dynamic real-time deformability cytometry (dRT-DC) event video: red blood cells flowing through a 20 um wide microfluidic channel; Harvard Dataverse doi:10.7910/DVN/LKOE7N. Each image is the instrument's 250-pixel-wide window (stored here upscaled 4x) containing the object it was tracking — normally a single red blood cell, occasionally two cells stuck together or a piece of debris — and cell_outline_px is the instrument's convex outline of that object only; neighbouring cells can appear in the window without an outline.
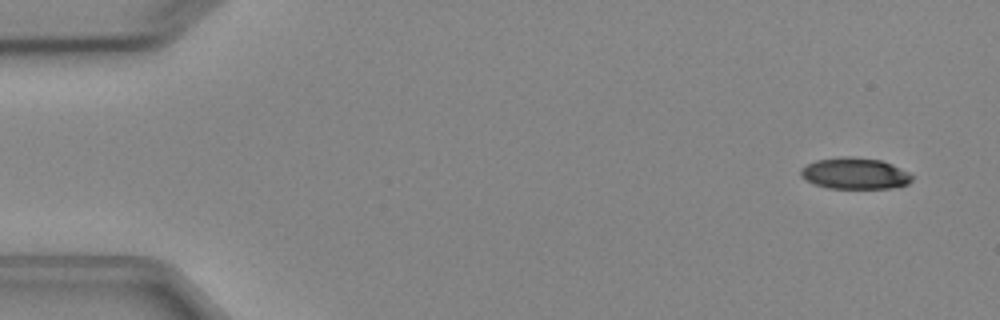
{"species": "Egyptian fruit bat (a non-hibernating species)", "species_latin": "Rousettus aegyptiacus", "temperature_condition": "cold", "stored_images_in_passage": 5, "camera_frame_rate_fps": 3000, "um_per_image_px": 0.085, "animal": {"sex": "female"}, "frame": {"image": 1, "passage_image": 1, "time_ms": 0.0, "image_size_px": [1000, 320], "cell_outline_px": [[912, 180], [908, 184], [892, 188], [828, 188], [812, 184], [804, 180], [800, 176], [800, 168], [816, 160], [840, 156], [852, 156], [880, 160], [892, 164], [908, 172], [912, 176]], "centroid_in_image_um": [72.62, 14.74], "position_along_channel_um": 12.4, "area_um2": 20.52}}
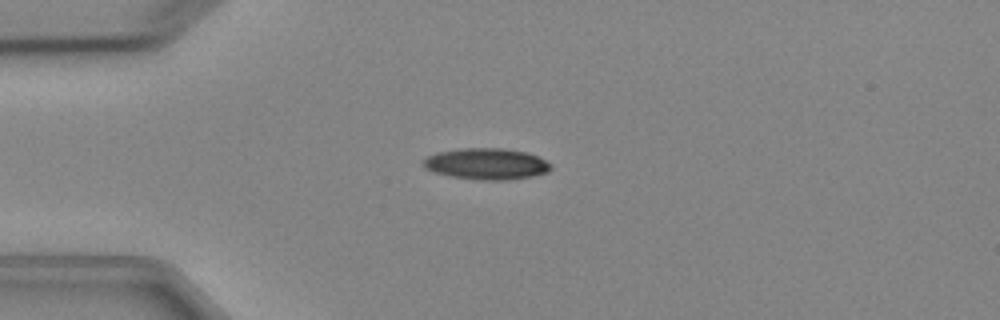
{"frame": {"image": 2, "passage_image": 4, "time_ms": 3.333, "image_size_px": [1000, 320], "cell_outline_px": [[552, 168], [548, 172], [532, 176], [504, 180], [484, 180], [452, 176], [436, 172], [424, 168], [420, 164], [420, 160], [436, 152], [460, 148], [504, 148], [528, 152], [552, 164]], "centroid_in_image_um": [41.32, 13.91], "position_along_channel_um": 43.7, "area_um2": 23.35}}
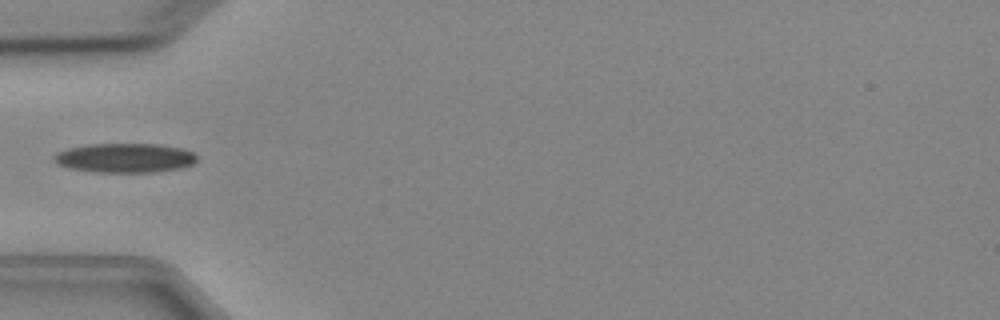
{"frame": {"image": 3, "passage_image": 5, "time_ms": 4.667, "image_size_px": [1000, 320], "cell_outline_px": [[196, 160], [192, 164], [180, 168], [152, 172], [96, 172], [68, 168], [56, 164], [52, 160], [52, 156], [56, 152], [68, 148], [88, 144], [160, 144], [184, 148], [192, 152], [196, 156]], "centroid_in_image_um": [10.56, 13.42], "position_along_channel_um": 74.4, "area_um2": 24.62}}